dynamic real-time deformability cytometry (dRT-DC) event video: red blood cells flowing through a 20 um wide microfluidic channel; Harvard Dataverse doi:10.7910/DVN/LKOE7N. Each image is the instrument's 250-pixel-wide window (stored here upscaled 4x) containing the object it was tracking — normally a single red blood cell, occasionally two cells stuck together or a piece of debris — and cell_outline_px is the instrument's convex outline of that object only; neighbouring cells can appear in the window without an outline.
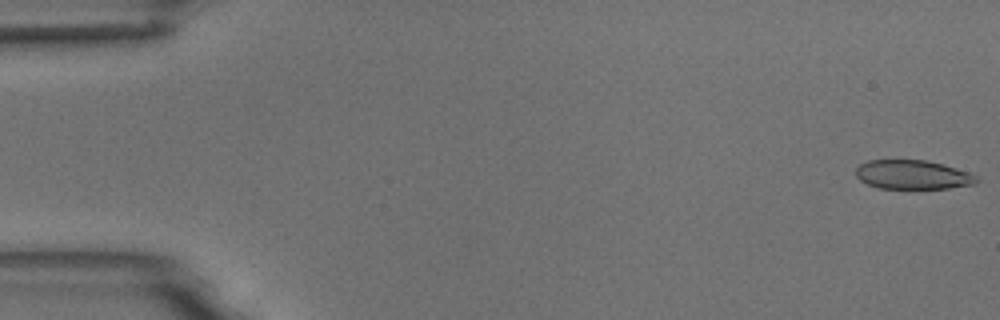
{"species": "common noctule bat (a hibernating species)", "species_latin": "Nyctalus noctula", "temperature_condition": "room temperature", "stored_images_in_passage": 9, "camera_frame_rate_fps": 3000, "um_per_image_px": 0.085, "animal": {"sex": "male", "body_mass_g": 18.8}, "frame": {"image": 1, "passage_image": 1, "time_ms": 0.0, "image_size_px": [1000, 320], "cell_outline_px": [[980, 180], [976, 184], [948, 188], [880, 188], [868, 184], [860, 180], [856, 176], [856, 168], [860, 164], [868, 160], [924, 160], [940, 164], [968, 172], [976, 176]], "centroid_in_image_um": [77.57, 14.85], "position_along_channel_um": 7.4, "area_um2": 20.23}}
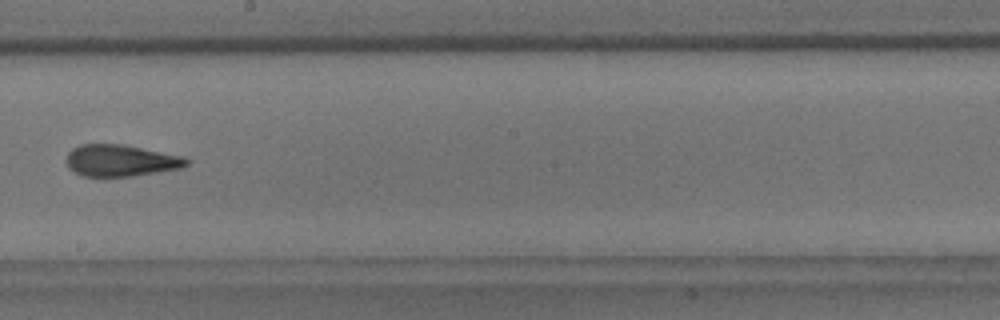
{"frame": {"image": 2, "passage_image": 9, "time_ms": 10.0, "image_size_px": [1000, 320], "cell_outline_px": [[188, 164], [180, 168], [132, 176], [84, 176], [68, 168], [68, 152], [72, 148], [80, 144], [120, 144], [184, 156], [188, 160]], "centroid_in_image_um": [10.26, 13.64], "position_along_channel_um": 237.9, "area_um2": 21.85}}